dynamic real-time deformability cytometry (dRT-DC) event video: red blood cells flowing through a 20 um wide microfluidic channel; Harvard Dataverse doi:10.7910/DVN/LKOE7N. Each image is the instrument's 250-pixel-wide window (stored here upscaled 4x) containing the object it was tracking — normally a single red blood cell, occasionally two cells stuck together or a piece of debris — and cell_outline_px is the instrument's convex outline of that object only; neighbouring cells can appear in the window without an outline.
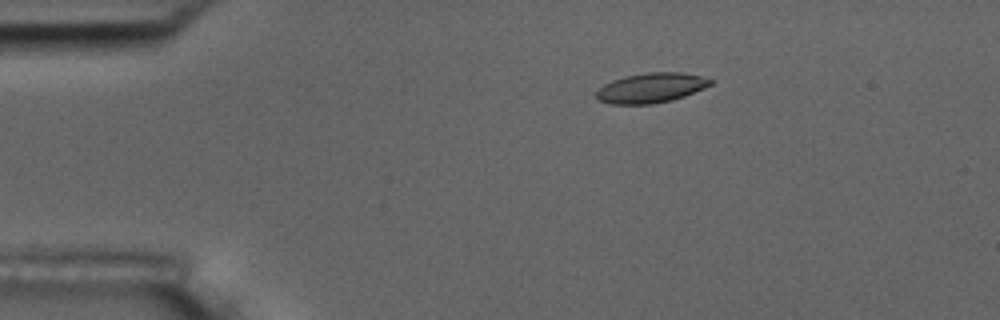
{"species": "common noctule bat (a hibernating species)", "species_latin": "Nyctalus noctula", "temperature_condition": "room temperature", "stored_images_in_passage": 5, "camera_frame_rate_fps": 3000, "um_per_image_px": 0.085, "animal": {"sex": "male", "body_mass_g": 17.5, "forearm_length_mm": 52.3}, "frame": {"image": 1, "passage_image": 2, "time_ms": 1.333, "image_size_px": [1000, 320], "cell_outline_px": [[712, 84], [704, 88], [684, 96], [672, 100], [652, 104], [612, 104], [600, 100], [596, 96], [596, 92], [604, 84], [612, 80], [624, 76], [648, 72], [680, 72], [700, 76], [712, 80]], "centroid_in_image_um": [55.33, 7.46], "position_along_channel_um": 29.7, "area_um2": 19.71}}
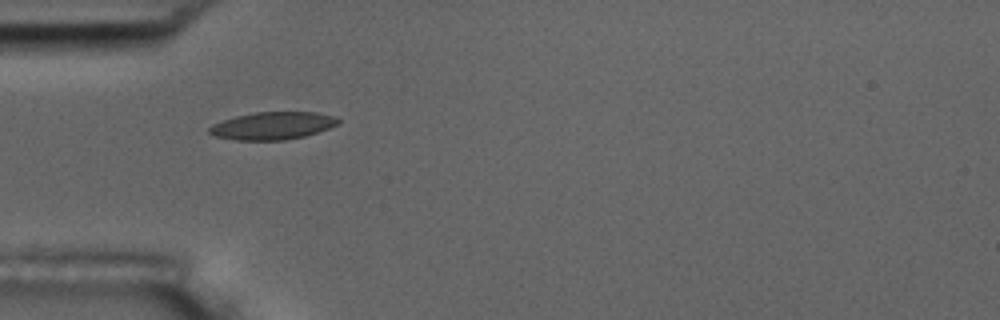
{"frame": {"image": 2, "passage_image": 4, "time_ms": 3.667, "image_size_px": [1000, 320], "cell_outline_px": [[340, 124], [304, 136], [284, 140], [236, 140], [216, 136], [208, 132], [208, 128], [212, 124], [236, 116], [256, 112], [316, 112], [336, 116], [340, 120]], "centroid_in_image_um": [23.19, 10.68], "position_along_channel_um": 61.8, "area_um2": 20.63}}